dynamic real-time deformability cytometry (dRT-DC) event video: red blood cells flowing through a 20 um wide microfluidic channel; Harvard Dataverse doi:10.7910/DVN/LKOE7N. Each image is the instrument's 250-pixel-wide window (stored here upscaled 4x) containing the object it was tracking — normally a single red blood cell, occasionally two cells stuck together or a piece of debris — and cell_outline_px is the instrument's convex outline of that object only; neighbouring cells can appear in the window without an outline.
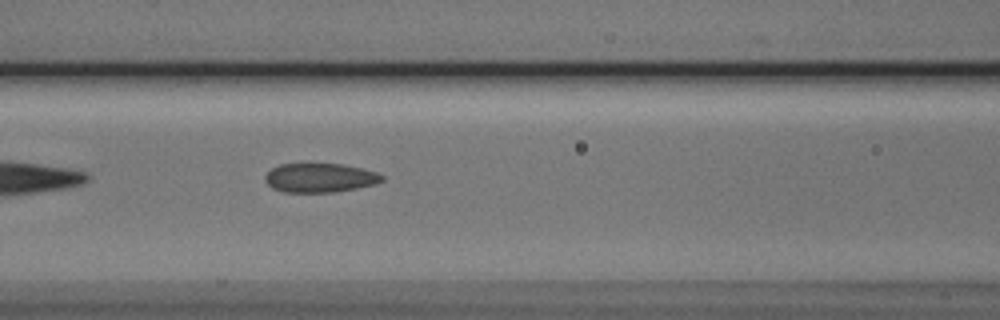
{"species": "Egyptian fruit bat (a non-hibernating species)", "species_latin": "Rousettus aegyptiacus", "temperature_condition": "cold", "stored_images_in_passage": 4, "camera_frame_rate_fps": 3000, "um_per_image_px": 0.085, "animal": {"sex": "male"}, "frame": {"image": 1, "passage_image": 4, "time_ms": 4.667, "image_size_px": [1000, 320], "cell_outline_px": [[384, 180], [376, 184], [356, 188], [332, 192], [284, 192], [272, 188], [264, 180], [264, 176], [272, 168], [280, 164], [344, 164], [376, 172], [384, 176]], "centroid_in_image_um": [27.19, 15.11], "position_along_channel_um": 139.4, "area_um2": 19.77}}